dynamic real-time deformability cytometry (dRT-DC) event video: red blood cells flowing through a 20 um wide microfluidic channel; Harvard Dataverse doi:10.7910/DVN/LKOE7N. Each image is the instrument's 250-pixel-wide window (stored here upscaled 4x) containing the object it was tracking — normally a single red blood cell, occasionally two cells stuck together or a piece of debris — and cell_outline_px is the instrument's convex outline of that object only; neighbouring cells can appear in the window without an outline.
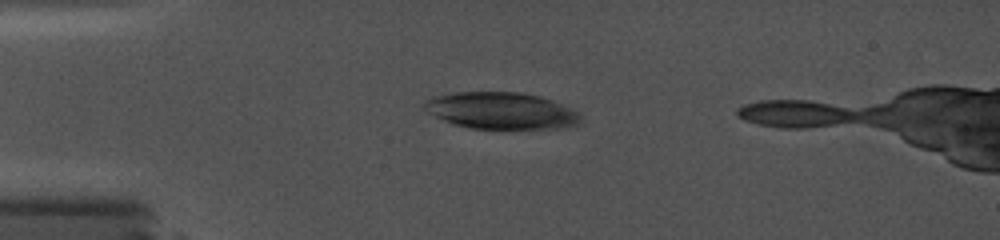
{"species": "common noctule bat (a hibernating species)", "species_latin": "Nyctalus noctula", "temperature_condition": "cold", "stored_images_in_passage": 6, "camera_frame_rate_fps": 5000, "um_per_image_px": 0.085, "animal": {"sex": "female", "body_mass_g": 19.0, "forearm_length_mm": 56.7}, "frame": {"image": 1, "passage_image": 6, "time_ms": 4.0, "image_size_px": [1000, 240], "cell_outline_px": [[580, 120], [576, 124], [564, 128], [468, 128], [452, 124], [428, 112], [420, 104], [424, 100], [432, 96], [452, 92], [520, 92], [540, 96], [560, 104], [576, 112], [580, 116]], "centroid_in_image_um": [42.5, 9.39], "position_along_channel_um": 42.5, "area_um2": 33.29}}